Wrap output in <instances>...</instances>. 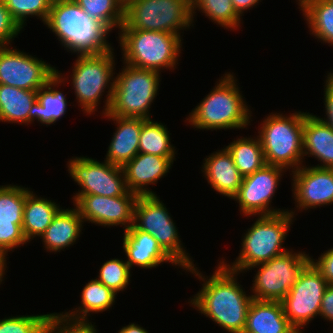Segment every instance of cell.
<instances>
[{"mask_svg":"<svg viewBox=\"0 0 333 333\" xmlns=\"http://www.w3.org/2000/svg\"><path fill=\"white\" fill-rule=\"evenodd\" d=\"M210 276H205L196 265L186 272L202 281L201 290L188 301L199 313L210 318L222 330L229 333H243L252 295L238 282L240 273L226 268L221 262Z\"/></svg>","mask_w":333,"mask_h":333,"instance_id":"obj_1","label":"cell"},{"mask_svg":"<svg viewBox=\"0 0 333 333\" xmlns=\"http://www.w3.org/2000/svg\"><path fill=\"white\" fill-rule=\"evenodd\" d=\"M238 79L226 72L218 79L215 87L189 112L184 121L193 129L227 130L247 129L252 111L240 91Z\"/></svg>","mask_w":333,"mask_h":333,"instance_id":"obj_2","label":"cell"},{"mask_svg":"<svg viewBox=\"0 0 333 333\" xmlns=\"http://www.w3.org/2000/svg\"><path fill=\"white\" fill-rule=\"evenodd\" d=\"M44 25L71 54H96L113 49L107 40L110 31L74 0H52Z\"/></svg>","mask_w":333,"mask_h":333,"instance_id":"obj_3","label":"cell"},{"mask_svg":"<svg viewBox=\"0 0 333 333\" xmlns=\"http://www.w3.org/2000/svg\"><path fill=\"white\" fill-rule=\"evenodd\" d=\"M122 63L129 66L163 72L178 65L182 36L162 31L128 29L124 24L118 31Z\"/></svg>","mask_w":333,"mask_h":333,"instance_id":"obj_4","label":"cell"},{"mask_svg":"<svg viewBox=\"0 0 333 333\" xmlns=\"http://www.w3.org/2000/svg\"><path fill=\"white\" fill-rule=\"evenodd\" d=\"M114 48L96 54H77L70 74L78 107L87 116L98 111L103 93H107L101 116L108 113L115 83ZM108 87V88H107ZM108 89V91H106Z\"/></svg>","mask_w":333,"mask_h":333,"instance_id":"obj_5","label":"cell"},{"mask_svg":"<svg viewBox=\"0 0 333 333\" xmlns=\"http://www.w3.org/2000/svg\"><path fill=\"white\" fill-rule=\"evenodd\" d=\"M257 217L242 235V247L236 260L227 263L225 258L223 260L221 257L220 262L233 272L245 273L254 265L268 262L290 250L284 246V242L295 217L289 212Z\"/></svg>","mask_w":333,"mask_h":333,"instance_id":"obj_6","label":"cell"},{"mask_svg":"<svg viewBox=\"0 0 333 333\" xmlns=\"http://www.w3.org/2000/svg\"><path fill=\"white\" fill-rule=\"evenodd\" d=\"M306 113L300 110L290 115L271 112L261 121L257 134L267 165L289 169L290 172L304 165L303 126Z\"/></svg>","mask_w":333,"mask_h":333,"instance_id":"obj_7","label":"cell"},{"mask_svg":"<svg viewBox=\"0 0 333 333\" xmlns=\"http://www.w3.org/2000/svg\"><path fill=\"white\" fill-rule=\"evenodd\" d=\"M115 83L108 114L119 117L151 119V105L158 95L161 73L123 63L115 73Z\"/></svg>","mask_w":333,"mask_h":333,"instance_id":"obj_8","label":"cell"},{"mask_svg":"<svg viewBox=\"0 0 333 333\" xmlns=\"http://www.w3.org/2000/svg\"><path fill=\"white\" fill-rule=\"evenodd\" d=\"M193 23L191 0H124L123 24L128 29L183 36Z\"/></svg>","mask_w":333,"mask_h":333,"instance_id":"obj_9","label":"cell"},{"mask_svg":"<svg viewBox=\"0 0 333 333\" xmlns=\"http://www.w3.org/2000/svg\"><path fill=\"white\" fill-rule=\"evenodd\" d=\"M171 216L159 196H139L134 208L132 227L153 235L161 248L184 271L195 264L193 258L186 252Z\"/></svg>","mask_w":333,"mask_h":333,"instance_id":"obj_10","label":"cell"},{"mask_svg":"<svg viewBox=\"0 0 333 333\" xmlns=\"http://www.w3.org/2000/svg\"><path fill=\"white\" fill-rule=\"evenodd\" d=\"M311 257L304 251L290 249L270 261L254 265L251 295L256 300L281 301L296 283L300 272L310 262Z\"/></svg>","mask_w":333,"mask_h":333,"instance_id":"obj_11","label":"cell"},{"mask_svg":"<svg viewBox=\"0 0 333 333\" xmlns=\"http://www.w3.org/2000/svg\"><path fill=\"white\" fill-rule=\"evenodd\" d=\"M328 285L321 272L310 261L281 300L285 316L298 333H303L305 326L319 317L322 297Z\"/></svg>","mask_w":333,"mask_h":333,"instance_id":"obj_12","label":"cell"},{"mask_svg":"<svg viewBox=\"0 0 333 333\" xmlns=\"http://www.w3.org/2000/svg\"><path fill=\"white\" fill-rule=\"evenodd\" d=\"M68 173L79 185L78 195H99L115 197L124 195L128 189L122 167L104 160L100 162L85 156L72 157L67 162Z\"/></svg>","mask_w":333,"mask_h":333,"instance_id":"obj_13","label":"cell"},{"mask_svg":"<svg viewBox=\"0 0 333 333\" xmlns=\"http://www.w3.org/2000/svg\"><path fill=\"white\" fill-rule=\"evenodd\" d=\"M285 172L282 167L266 164L244 177L237 195L232 199L239 203L240 214L248 218L288 212V209L273 208L271 205Z\"/></svg>","mask_w":333,"mask_h":333,"instance_id":"obj_14","label":"cell"},{"mask_svg":"<svg viewBox=\"0 0 333 333\" xmlns=\"http://www.w3.org/2000/svg\"><path fill=\"white\" fill-rule=\"evenodd\" d=\"M52 66L12 45L0 46V84L38 90L56 73Z\"/></svg>","mask_w":333,"mask_h":333,"instance_id":"obj_15","label":"cell"},{"mask_svg":"<svg viewBox=\"0 0 333 333\" xmlns=\"http://www.w3.org/2000/svg\"><path fill=\"white\" fill-rule=\"evenodd\" d=\"M139 196L127 191L122 196L78 195L73 202L84 223L98 226H124V232L133 224L134 208Z\"/></svg>","mask_w":333,"mask_h":333,"instance_id":"obj_16","label":"cell"},{"mask_svg":"<svg viewBox=\"0 0 333 333\" xmlns=\"http://www.w3.org/2000/svg\"><path fill=\"white\" fill-rule=\"evenodd\" d=\"M290 175L296 209L288 212L293 217L298 215L296 212L333 204V168L302 165Z\"/></svg>","mask_w":333,"mask_h":333,"instance_id":"obj_17","label":"cell"},{"mask_svg":"<svg viewBox=\"0 0 333 333\" xmlns=\"http://www.w3.org/2000/svg\"><path fill=\"white\" fill-rule=\"evenodd\" d=\"M171 166L173 162L168 157L138 153L122 167L128 191L138 196L157 195L148 186L157 184Z\"/></svg>","mask_w":333,"mask_h":333,"instance_id":"obj_18","label":"cell"},{"mask_svg":"<svg viewBox=\"0 0 333 333\" xmlns=\"http://www.w3.org/2000/svg\"><path fill=\"white\" fill-rule=\"evenodd\" d=\"M123 252L130 268H156L163 263L179 265L161 248L153 235L136 230L132 226L123 233Z\"/></svg>","mask_w":333,"mask_h":333,"instance_id":"obj_19","label":"cell"},{"mask_svg":"<svg viewBox=\"0 0 333 333\" xmlns=\"http://www.w3.org/2000/svg\"><path fill=\"white\" fill-rule=\"evenodd\" d=\"M102 116L108 121H114L115 126H117L104 160L123 167L139 153L143 118L119 117L108 113Z\"/></svg>","mask_w":333,"mask_h":333,"instance_id":"obj_20","label":"cell"},{"mask_svg":"<svg viewBox=\"0 0 333 333\" xmlns=\"http://www.w3.org/2000/svg\"><path fill=\"white\" fill-rule=\"evenodd\" d=\"M201 171L211 188L229 199L237 195L244 178L225 147L204 158Z\"/></svg>","mask_w":333,"mask_h":333,"instance_id":"obj_21","label":"cell"},{"mask_svg":"<svg viewBox=\"0 0 333 333\" xmlns=\"http://www.w3.org/2000/svg\"><path fill=\"white\" fill-rule=\"evenodd\" d=\"M69 80L56 69V73L47 81L46 85L37 90V100L29 110V124L35 121L50 126L66 114L68 101L63 91L57 88Z\"/></svg>","mask_w":333,"mask_h":333,"instance_id":"obj_22","label":"cell"},{"mask_svg":"<svg viewBox=\"0 0 333 333\" xmlns=\"http://www.w3.org/2000/svg\"><path fill=\"white\" fill-rule=\"evenodd\" d=\"M84 221L78 209L61 208L40 239L47 252H59L73 246L82 234Z\"/></svg>","mask_w":333,"mask_h":333,"instance_id":"obj_23","label":"cell"},{"mask_svg":"<svg viewBox=\"0 0 333 333\" xmlns=\"http://www.w3.org/2000/svg\"><path fill=\"white\" fill-rule=\"evenodd\" d=\"M243 333H298L284 314L281 301L253 299Z\"/></svg>","mask_w":333,"mask_h":333,"instance_id":"obj_24","label":"cell"},{"mask_svg":"<svg viewBox=\"0 0 333 333\" xmlns=\"http://www.w3.org/2000/svg\"><path fill=\"white\" fill-rule=\"evenodd\" d=\"M303 156L317 159L316 167L333 168V129L309 112L304 115Z\"/></svg>","mask_w":333,"mask_h":333,"instance_id":"obj_25","label":"cell"},{"mask_svg":"<svg viewBox=\"0 0 333 333\" xmlns=\"http://www.w3.org/2000/svg\"><path fill=\"white\" fill-rule=\"evenodd\" d=\"M62 207L54 200L37 196L31 191L26 196L23 209L22 229L25 238L30 243L34 238L41 237L50 226L52 219Z\"/></svg>","mask_w":333,"mask_h":333,"instance_id":"obj_26","label":"cell"},{"mask_svg":"<svg viewBox=\"0 0 333 333\" xmlns=\"http://www.w3.org/2000/svg\"><path fill=\"white\" fill-rule=\"evenodd\" d=\"M37 100V90L0 84V122L29 125V110Z\"/></svg>","mask_w":333,"mask_h":333,"instance_id":"obj_27","label":"cell"},{"mask_svg":"<svg viewBox=\"0 0 333 333\" xmlns=\"http://www.w3.org/2000/svg\"><path fill=\"white\" fill-rule=\"evenodd\" d=\"M309 34L333 46V3L330 0H297Z\"/></svg>","mask_w":333,"mask_h":333,"instance_id":"obj_28","label":"cell"},{"mask_svg":"<svg viewBox=\"0 0 333 333\" xmlns=\"http://www.w3.org/2000/svg\"><path fill=\"white\" fill-rule=\"evenodd\" d=\"M80 305L72 310L62 312L66 316L74 319H89L91 314L109 311L117 299V293L107 288L96 278L86 283L81 290ZM92 312V313H91Z\"/></svg>","mask_w":333,"mask_h":333,"instance_id":"obj_29","label":"cell"},{"mask_svg":"<svg viewBox=\"0 0 333 333\" xmlns=\"http://www.w3.org/2000/svg\"><path fill=\"white\" fill-rule=\"evenodd\" d=\"M231 154L235 166L243 176H249L266 165L259 136L236 138L225 146Z\"/></svg>","mask_w":333,"mask_h":333,"instance_id":"obj_30","label":"cell"},{"mask_svg":"<svg viewBox=\"0 0 333 333\" xmlns=\"http://www.w3.org/2000/svg\"><path fill=\"white\" fill-rule=\"evenodd\" d=\"M166 127V125L153 121V119H143L139 153L168 157L174 163L177 152L175 146L171 143V134Z\"/></svg>","mask_w":333,"mask_h":333,"instance_id":"obj_31","label":"cell"},{"mask_svg":"<svg viewBox=\"0 0 333 333\" xmlns=\"http://www.w3.org/2000/svg\"><path fill=\"white\" fill-rule=\"evenodd\" d=\"M192 18L197 11L224 29L235 31L241 27V18L233 7L232 0H192ZM196 11V12H195Z\"/></svg>","mask_w":333,"mask_h":333,"instance_id":"obj_32","label":"cell"},{"mask_svg":"<svg viewBox=\"0 0 333 333\" xmlns=\"http://www.w3.org/2000/svg\"><path fill=\"white\" fill-rule=\"evenodd\" d=\"M92 19L111 33L124 22V0H74Z\"/></svg>","mask_w":333,"mask_h":333,"instance_id":"obj_33","label":"cell"},{"mask_svg":"<svg viewBox=\"0 0 333 333\" xmlns=\"http://www.w3.org/2000/svg\"><path fill=\"white\" fill-rule=\"evenodd\" d=\"M31 191L21 185L0 186V219L14 220V224H22L26 196Z\"/></svg>","mask_w":333,"mask_h":333,"instance_id":"obj_34","label":"cell"},{"mask_svg":"<svg viewBox=\"0 0 333 333\" xmlns=\"http://www.w3.org/2000/svg\"><path fill=\"white\" fill-rule=\"evenodd\" d=\"M12 18L24 29L28 18L37 17L46 22L52 0H3Z\"/></svg>","mask_w":333,"mask_h":333,"instance_id":"obj_35","label":"cell"},{"mask_svg":"<svg viewBox=\"0 0 333 333\" xmlns=\"http://www.w3.org/2000/svg\"><path fill=\"white\" fill-rule=\"evenodd\" d=\"M131 270L133 268L128 266L126 260L111 258L101 265L96 279L118 294L125 291L131 283Z\"/></svg>","mask_w":333,"mask_h":333,"instance_id":"obj_36","label":"cell"},{"mask_svg":"<svg viewBox=\"0 0 333 333\" xmlns=\"http://www.w3.org/2000/svg\"><path fill=\"white\" fill-rule=\"evenodd\" d=\"M89 319H74L63 313H51L44 323L42 333H98Z\"/></svg>","mask_w":333,"mask_h":333,"instance_id":"obj_37","label":"cell"},{"mask_svg":"<svg viewBox=\"0 0 333 333\" xmlns=\"http://www.w3.org/2000/svg\"><path fill=\"white\" fill-rule=\"evenodd\" d=\"M50 314L5 317L0 319V333H42L44 323Z\"/></svg>","mask_w":333,"mask_h":333,"instance_id":"obj_38","label":"cell"},{"mask_svg":"<svg viewBox=\"0 0 333 333\" xmlns=\"http://www.w3.org/2000/svg\"><path fill=\"white\" fill-rule=\"evenodd\" d=\"M29 243L24 236L22 224L14 220L0 219V256L7 261L8 252Z\"/></svg>","mask_w":333,"mask_h":333,"instance_id":"obj_39","label":"cell"},{"mask_svg":"<svg viewBox=\"0 0 333 333\" xmlns=\"http://www.w3.org/2000/svg\"><path fill=\"white\" fill-rule=\"evenodd\" d=\"M22 30L19 24L12 18L3 0H0V46L11 45L14 38H17Z\"/></svg>","mask_w":333,"mask_h":333,"instance_id":"obj_40","label":"cell"},{"mask_svg":"<svg viewBox=\"0 0 333 333\" xmlns=\"http://www.w3.org/2000/svg\"><path fill=\"white\" fill-rule=\"evenodd\" d=\"M325 78L326 80L324 81V107L326 115H324V118H321L320 116L317 117L333 129V70L332 72H328Z\"/></svg>","mask_w":333,"mask_h":333,"instance_id":"obj_41","label":"cell"},{"mask_svg":"<svg viewBox=\"0 0 333 333\" xmlns=\"http://www.w3.org/2000/svg\"><path fill=\"white\" fill-rule=\"evenodd\" d=\"M310 261L321 272L327 283L333 284V247L321 252L317 260L311 256Z\"/></svg>","mask_w":333,"mask_h":333,"instance_id":"obj_42","label":"cell"},{"mask_svg":"<svg viewBox=\"0 0 333 333\" xmlns=\"http://www.w3.org/2000/svg\"><path fill=\"white\" fill-rule=\"evenodd\" d=\"M319 316L333 326V284H329L324 292Z\"/></svg>","mask_w":333,"mask_h":333,"instance_id":"obj_43","label":"cell"},{"mask_svg":"<svg viewBox=\"0 0 333 333\" xmlns=\"http://www.w3.org/2000/svg\"><path fill=\"white\" fill-rule=\"evenodd\" d=\"M261 0H232V4L237 14L242 17L244 12L256 7Z\"/></svg>","mask_w":333,"mask_h":333,"instance_id":"obj_44","label":"cell"},{"mask_svg":"<svg viewBox=\"0 0 333 333\" xmlns=\"http://www.w3.org/2000/svg\"><path fill=\"white\" fill-rule=\"evenodd\" d=\"M118 333H149L145 328L136 323H129L126 326H122Z\"/></svg>","mask_w":333,"mask_h":333,"instance_id":"obj_45","label":"cell"},{"mask_svg":"<svg viewBox=\"0 0 333 333\" xmlns=\"http://www.w3.org/2000/svg\"><path fill=\"white\" fill-rule=\"evenodd\" d=\"M6 263L7 262L0 256V285L2 284L4 279L6 278L4 276V275H6V272H7L6 268H8Z\"/></svg>","mask_w":333,"mask_h":333,"instance_id":"obj_46","label":"cell"}]
</instances>
